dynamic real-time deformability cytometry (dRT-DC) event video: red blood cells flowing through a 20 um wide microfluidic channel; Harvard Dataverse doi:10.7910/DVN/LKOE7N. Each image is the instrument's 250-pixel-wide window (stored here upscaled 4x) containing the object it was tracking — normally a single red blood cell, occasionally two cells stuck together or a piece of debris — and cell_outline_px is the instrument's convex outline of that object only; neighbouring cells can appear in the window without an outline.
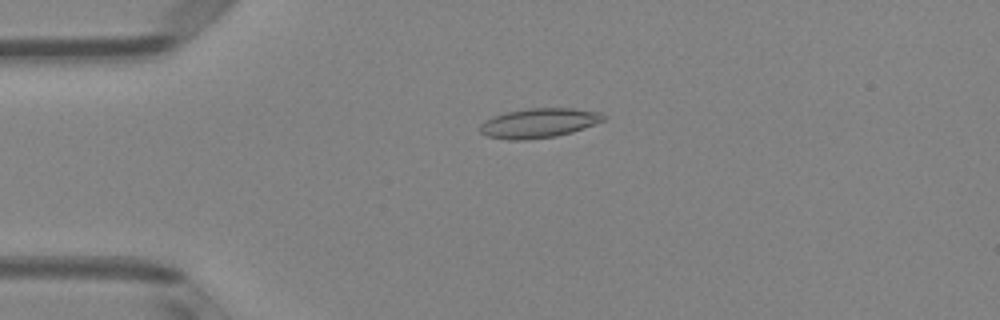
{"species": "Egyptian fruit bat (a non-hibernating species)", "species_latin": "Rousettus aegyptiacus", "temperature_condition": "room temperature", "stored_images_in_passage": 50, "camera_frame_rate_fps": 3000, "um_per_image_px": 0.085, "animal": {"sex": "female"}, "frame": {"image": 1, "passage_image": 12, "time_ms": 3.667, "image_size_px": [1000, 320], "cell_outline_px": [[608, 116], [604, 120], [584, 128], [572, 132], [556, 136], [524, 140], [508, 140], [488, 136], [480, 132], [480, 124], [484, 120], [504, 112], [528, 108], [572, 108], [600, 112]], "centroid_in_image_um": [45.8, 10.45], "position_along_channel_um": 39.2, "area_um2": 21.33}}
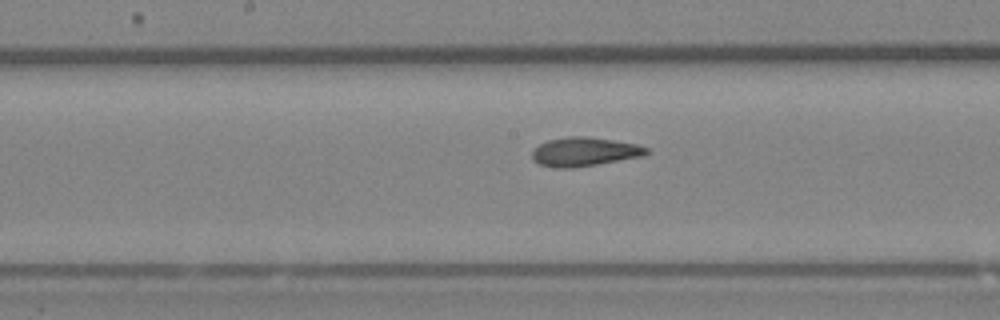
{"frame": {"image": 2, "passage_image": 26, "time_ms": 8.333, "image_size_px": [1000, 320], "cell_outline_px": [[648, 152], [644, 156], [572, 168], [556, 168], [540, 164], [532, 160], [532, 148], [548, 140], [568, 136], [584, 136], [612, 140], [636, 144], [648, 148]], "centroid_in_image_um": [49.63, 12.9], "position_along_channel_um": 198.6, "area_um2": 19.19}}
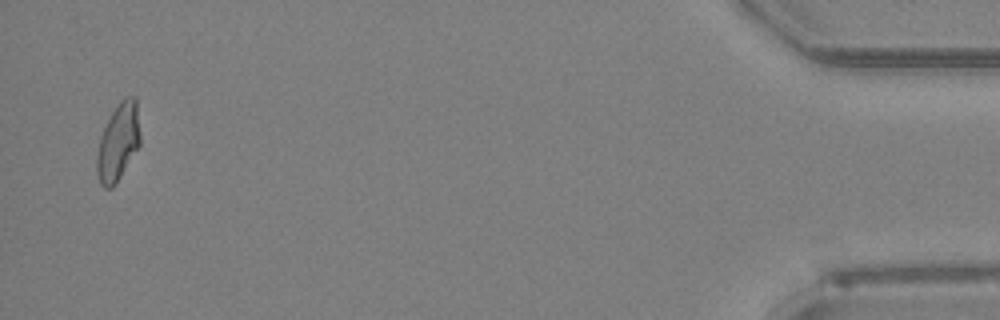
{"frame": {"image": 3, "passage_image": 49, "time_ms": 16.0, "image_size_px": [1000, 320], "cell_outline_px": [[140, 144], [120, 176], [112, 188], [104, 188], [100, 184], [96, 172], [96, 156], [100, 136], [112, 112], [120, 100], [124, 96], [136, 96], [140, 136]], "centroid_in_image_um": [10.03, 12.06], "position_along_channel_um": 425.2, "area_um2": 19.42}, "authors_computed_cell_mechanics": {"area_um2": 19.5075, "velocity_mm_per_s": 4.0673, "shape_relaxation_time_tau1_ms": null, "shape_relaxation_time_tau2_ms": 2.0255, "deformation_change_tau1": null, "deformation_change_tau2": 0.1039}}